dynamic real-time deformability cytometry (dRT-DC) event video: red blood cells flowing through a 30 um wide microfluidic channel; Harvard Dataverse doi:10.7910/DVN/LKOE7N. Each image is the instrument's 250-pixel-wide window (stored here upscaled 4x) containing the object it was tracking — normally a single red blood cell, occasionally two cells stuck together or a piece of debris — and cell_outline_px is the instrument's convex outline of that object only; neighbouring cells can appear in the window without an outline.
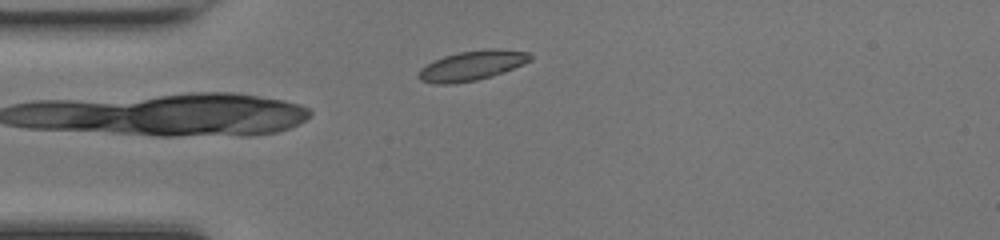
{"species": "common noctule bat (a hibernating species)", "species_latin": "Nyctalus noctula", "temperature_condition": "room temperature", "stored_images_in_passage": 26, "camera_frame_rate_fps": 3000, "um_per_image_px": 0.085, "animal": {"sex": "female", "body_mass_g": 17.0, "forearm_length_mm": 48.0}, "frame": {"image": 1, "passage_image": 2, "time_ms": 0.333, "image_size_px": [1000, 240], "cell_outline_px": [[532, 60], [492, 76], [476, 80], [448, 84], [432, 84], [420, 80], [416, 76], [420, 68], [444, 56], [460, 52], [492, 48], [532, 52]], "centroid_in_image_um": [40.11, 5.57], "position_along_channel_um": 44.9, "area_um2": 19.25}}
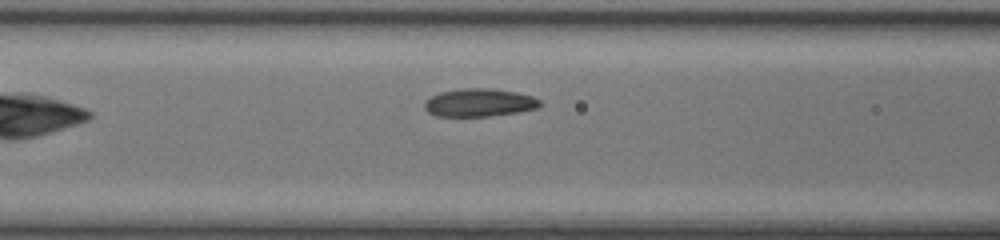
{"frame": {"image": 2, "passage_image": 9, "time_ms": 2.667, "image_size_px": [1000, 240], "cell_outline_px": [[540, 108], [520, 112], [488, 116], [436, 116], [428, 112], [424, 108], [424, 100], [440, 92], [464, 88], [492, 88], [516, 92], [532, 96], [540, 100]], "centroid_in_image_um": [40.74, 8.72], "position_along_channel_um": 125.9, "area_um2": 18.96}}
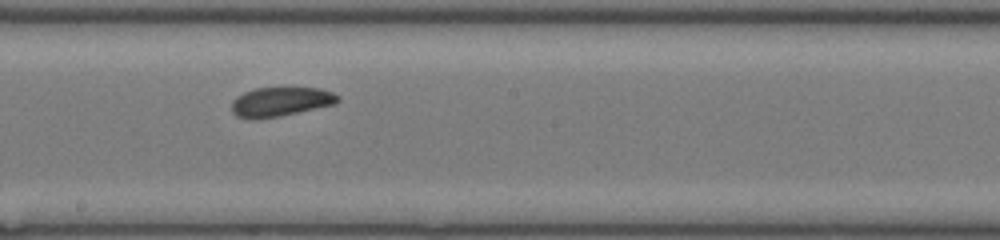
{"frame": {"image": 3, "passage_image": 16, "time_ms": 5.0, "image_size_px": [1000, 240], "cell_outline_px": [[340, 100], [336, 104], [280, 116], [236, 116], [232, 112], [232, 100], [236, 96], [244, 92], [256, 88], [320, 88], [332, 92], [340, 96]], "centroid_in_image_um": [23.92, 8.61], "position_along_channel_um": 224.3, "area_um2": 17.63}, "authors_computed_cell_mechanics": {"area_um2": 18.8428, "velocity_mm_per_s": 4.2483, "shape_relaxation_time_tau1_ms": 2.307, "shape_relaxation_time_tau2_ms": null, "deformation_change_tau1": 0.0902, "deformation_change_tau2": null}}